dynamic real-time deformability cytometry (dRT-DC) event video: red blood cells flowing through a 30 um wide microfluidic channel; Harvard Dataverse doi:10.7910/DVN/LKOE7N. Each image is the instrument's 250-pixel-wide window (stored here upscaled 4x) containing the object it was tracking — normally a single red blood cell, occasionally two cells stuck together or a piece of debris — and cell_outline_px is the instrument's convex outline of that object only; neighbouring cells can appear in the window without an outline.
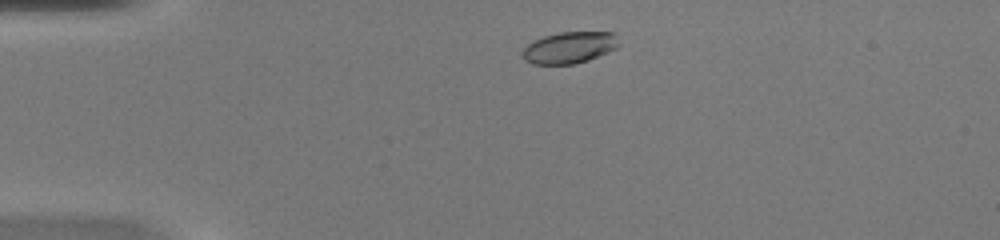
{"species": "common noctule bat (a hibernating species)", "species_latin": "Nyctalus noctula", "temperature_condition": "warm", "stored_images_in_passage": 43, "camera_frame_rate_fps": 3000, "um_per_image_px": 0.085, "animal": {"sex": "female", "body_mass_g": 20.0, "forearm_length_mm": 54.0}, "frame": {"image": 1, "passage_image": 4, "time_ms": 1.0, "image_size_px": [1000, 240], "cell_outline_px": [[620, 44], [616, 48], [608, 52], [588, 60], [572, 64], [532, 64], [524, 60], [520, 52], [532, 40], [544, 36], [560, 32], [612, 32], [616, 36]], "centroid_in_image_um": [48.37, 4.04], "position_along_channel_um": 36.6, "area_um2": 17.8}}
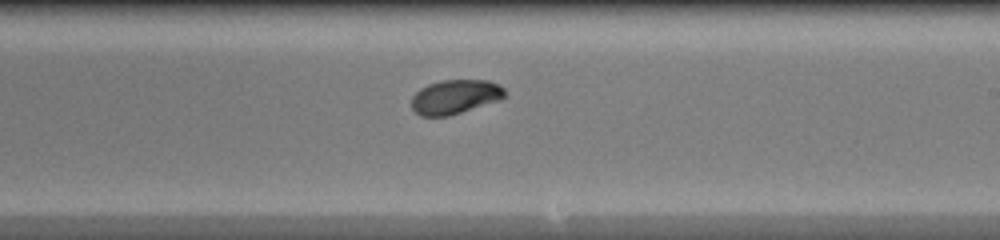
{"frame": {"image": 2, "passage_image": 23, "time_ms": 7.333, "image_size_px": [1000, 240], "cell_outline_px": [[504, 96], [500, 100], [448, 116], [420, 116], [412, 108], [412, 96], [420, 88], [428, 84], [440, 80], [488, 80], [500, 84], [504, 88]], "centroid_in_image_um": [38.68, 8.22], "position_along_channel_um": 250.3, "area_um2": 18.61}}
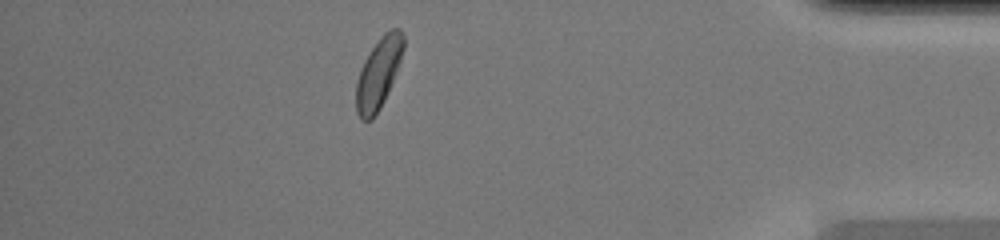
{"frame": {"image": 3, "passage_image": 37, "time_ms": 12.0, "image_size_px": [1000, 240], "cell_outline_px": [[404, 48], [400, 60], [384, 100], [380, 108], [372, 120], [360, 120], [356, 112], [356, 80], [360, 68], [364, 60], [380, 36], [384, 32], [392, 28], [400, 28], [404, 36]], "centroid_in_image_um": [32.15, 6.22], "position_along_channel_um": 403.1, "area_um2": 19.36}, "authors_computed_cell_mechanics": {"area_um2": 18.8428, "velocity_mm_per_s": 4.1269, "shape_relaxation_time_tau1_ms": 2.298, "shape_relaxation_time_tau2_ms": 1.1441, "deformation_change_tau1": 0.115, "deformation_change_tau2": 0.0286}}